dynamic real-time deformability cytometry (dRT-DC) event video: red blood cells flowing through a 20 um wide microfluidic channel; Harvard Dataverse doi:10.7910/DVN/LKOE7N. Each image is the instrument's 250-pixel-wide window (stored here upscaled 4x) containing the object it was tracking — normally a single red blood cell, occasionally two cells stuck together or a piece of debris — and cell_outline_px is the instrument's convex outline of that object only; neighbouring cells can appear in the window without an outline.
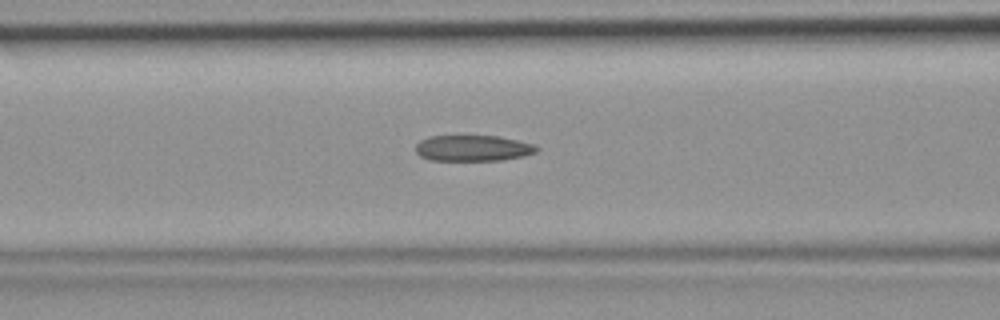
{"species": "common noctule bat (a hibernating species)", "species_latin": "Nyctalus noctula", "temperature_condition": "room temperature", "stored_images_in_passage": 47, "camera_frame_rate_fps": 3000, "um_per_image_px": 0.085, "animal": {"sex": "female", "body_mass_g": 19.9}, "frame": {"image": 1, "passage_image": 19, "time_ms": 6.0, "image_size_px": [1000, 320], "cell_outline_px": [[540, 148], [536, 152], [524, 156], [500, 160], [428, 160], [420, 156], [416, 152], [416, 144], [420, 140], [428, 136], [496, 136], [536, 144]], "centroid_in_image_um": [40.2, 12.59], "position_along_channel_um": 126.4, "area_um2": 18.32}}
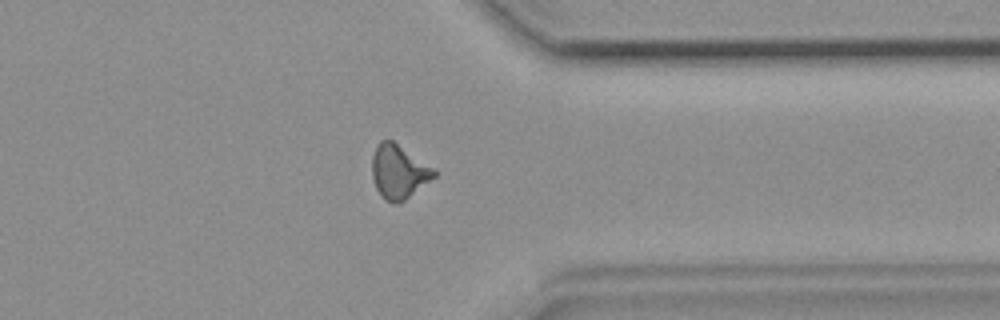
{"frame": {"image": 2, "passage_image": 37, "time_ms": 12.0, "image_size_px": [1000, 320], "cell_outline_px": [[440, 172], [436, 176], [400, 204], [396, 204], [388, 200], [376, 188], [372, 176], [372, 156], [376, 144], [380, 140], [392, 140], [436, 168]], "centroid_in_image_um": [33.93, 14.57], "position_along_channel_um": 377.5, "area_um2": 19.65}}
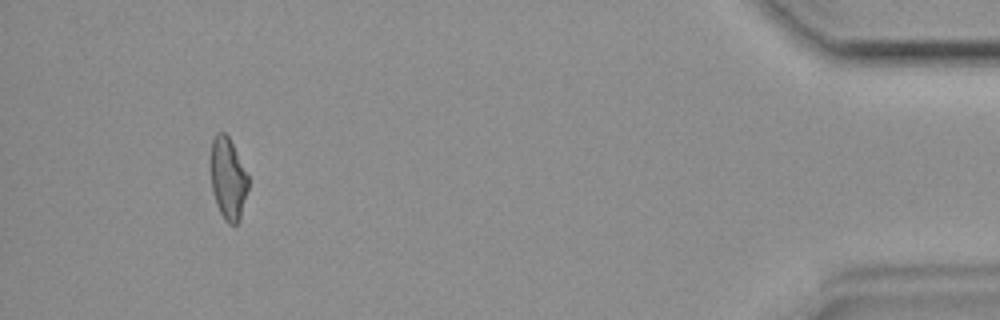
{"frame": {"image": 3, "passage_image": 44, "time_ms": 14.333, "image_size_px": [1000, 320], "cell_outline_px": [[248, 188], [240, 220], [236, 224], [228, 224], [224, 220], [216, 204], [212, 192], [212, 140], [216, 132], [224, 132], [228, 136], [248, 176]], "centroid_in_image_um": [19.39, 15.23], "position_along_channel_um": 415.8, "area_um2": 17.57}}